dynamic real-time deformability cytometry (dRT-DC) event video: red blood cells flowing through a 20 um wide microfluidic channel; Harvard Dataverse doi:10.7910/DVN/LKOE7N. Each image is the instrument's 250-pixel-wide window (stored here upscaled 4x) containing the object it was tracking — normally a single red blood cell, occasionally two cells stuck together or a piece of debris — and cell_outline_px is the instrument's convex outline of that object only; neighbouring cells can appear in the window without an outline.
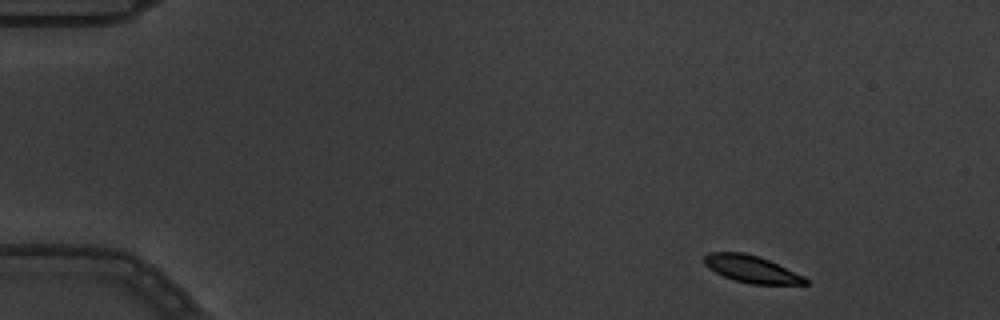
{"species": "common noctule bat (a hibernating species)", "species_latin": "Nyctalus noctula", "temperature_condition": "warm", "stored_images_in_passage": 5, "camera_frame_rate_fps": 3000, "um_per_image_px": 0.085, "animal": {"sex": "male", "body_mass_g": 19.5, "forearm_length_mm": 54.6}, "frame": {"image": 1, "passage_image": 2, "time_ms": 0.333, "image_size_px": [1000, 320], "cell_outline_px": [[808, 284], [752, 284], [736, 280], [724, 276], [708, 268], [704, 264], [704, 256], [708, 252], [744, 252], [768, 260], [804, 276], [808, 280]], "centroid_in_image_um": [63.86, 22.86], "position_along_channel_um": 21.1, "area_um2": 15.72}}